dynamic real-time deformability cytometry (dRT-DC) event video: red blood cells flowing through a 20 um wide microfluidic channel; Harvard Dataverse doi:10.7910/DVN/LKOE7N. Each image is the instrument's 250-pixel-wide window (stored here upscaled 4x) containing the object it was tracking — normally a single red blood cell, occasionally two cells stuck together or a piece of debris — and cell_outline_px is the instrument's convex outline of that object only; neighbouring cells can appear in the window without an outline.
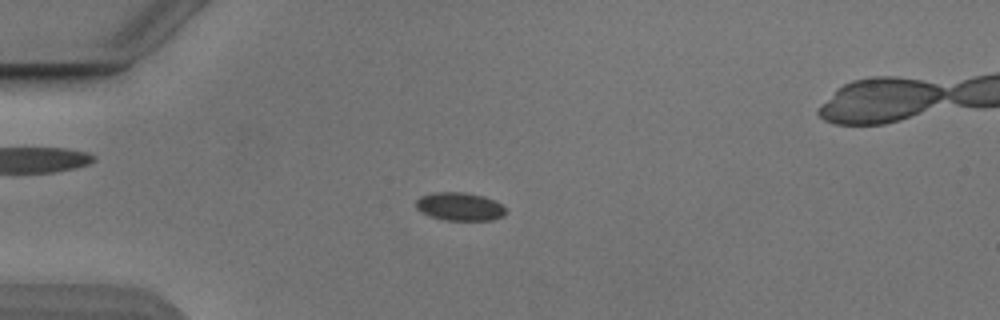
{"species": "Egyptian fruit bat (a non-hibernating species)", "species_latin": "Rousettus aegyptiacus", "temperature_condition": "cold", "stored_images_in_passage": 55, "camera_frame_rate_fps": 3000, "um_per_image_px": 0.085, "animal": {"sex": "male"}, "frame": {"image": 1, "passage_image": 15, "time_ms": 4.667, "image_size_px": [1000, 320], "cell_outline_px": [[504, 216], [492, 220], [444, 220], [428, 216], [420, 212], [416, 208], [416, 200], [420, 196], [436, 192], [464, 192], [484, 196], [500, 204], [504, 208]], "centroid_in_image_um": [39.02, 17.56], "position_along_channel_um": 46.0, "area_um2": 14.74}}
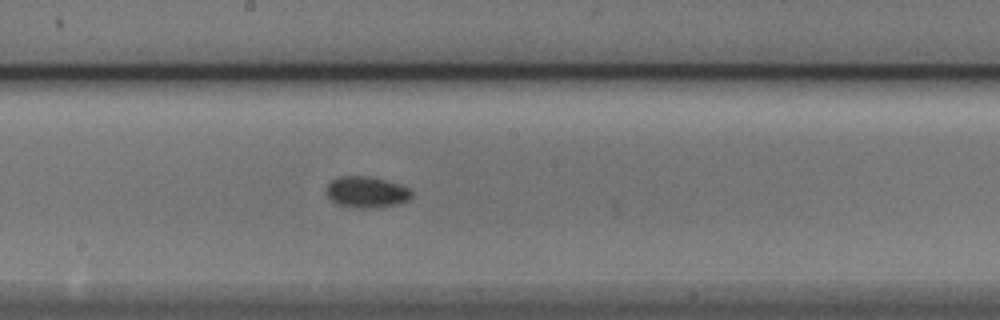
{"frame": {"image": 2, "passage_image": 30, "time_ms": 9.667, "image_size_px": [1000, 320], "cell_outline_px": [[412, 196], [408, 200], [396, 204], [372, 208], [348, 208], [336, 204], [328, 196], [328, 184], [332, 180], [340, 176], [368, 176], [400, 184], [408, 188], [412, 192]], "centroid_in_image_um": [31.15, 16.34], "position_along_channel_um": 217.1, "area_um2": 15.43}}
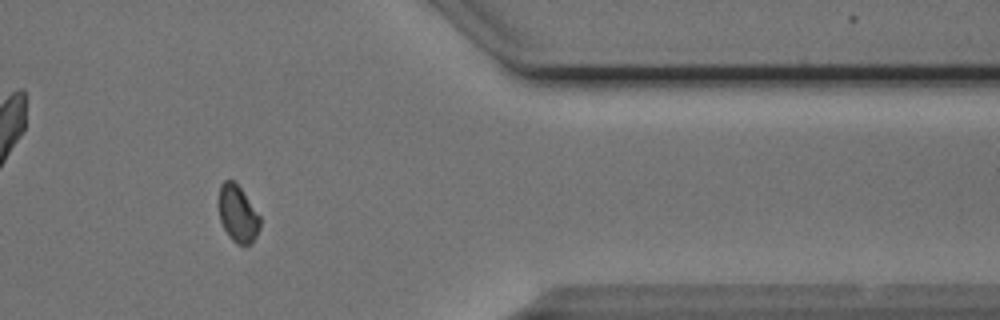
{"frame": {"image": 3, "passage_image": 45, "time_ms": 14.667, "image_size_px": [1000, 320], "cell_outline_px": [[260, 228], [252, 244], [236, 244], [228, 236], [220, 220], [220, 184], [224, 180], [232, 180], [240, 188], [260, 216]], "centroid_in_image_um": [20.23, 18.21], "position_along_channel_um": 391.2, "area_um2": 13.41}, "authors_computed_cell_mechanics": {"area_um2": 14.5656, "velocity_mm_per_s": 3.8687, "shape_relaxation_time_tau1_ms": 2.955, "shape_relaxation_time_tau2_ms": 7.6102, "deformation_change_tau1": 0.0543, "deformation_change_tau2": 0.0808}}